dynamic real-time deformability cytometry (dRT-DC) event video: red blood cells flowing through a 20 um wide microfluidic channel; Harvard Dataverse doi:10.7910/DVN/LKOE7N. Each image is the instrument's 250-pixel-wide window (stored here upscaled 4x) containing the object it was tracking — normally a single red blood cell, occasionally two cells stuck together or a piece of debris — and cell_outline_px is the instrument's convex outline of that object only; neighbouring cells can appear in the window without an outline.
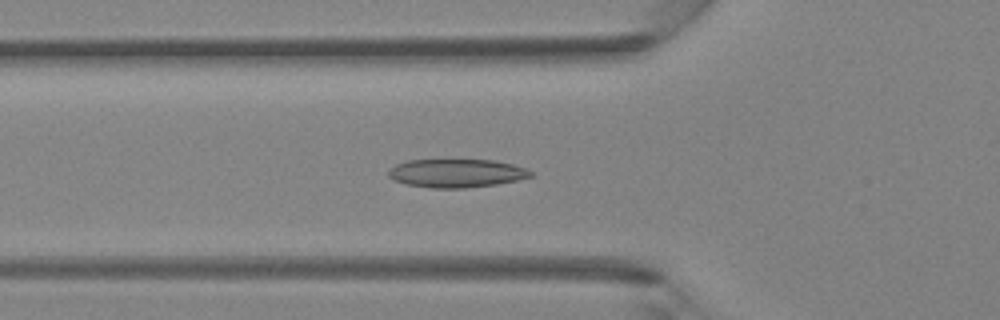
{"species": "Egyptian fruit bat (a non-hibernating species)", "species_latin": "Rousettus aegyptiacus", "temperature_condition": "room temperature", "stored_images_in_passage": 34, "camera_frame_rate_fps": 3000, "um_per_image_px": 0.085, "animal": {"sex": "female"}, "frame": {"image": 1, "passage_image": 7, "time_ms": 2.0, "image_size_px": [1000, 320], "cell_outline_px": [[532, 176], [516, 180], [496, 184], [464, 188], [432, 188], [408, 184], [396, 180], [388, 176], [388, 172], [396, 164], [408, 160], [496, 160], [512, 164], [524, 168], [532, 172]], "centroid_in_image_um": [38.81, 14.72], "position_along_channel_um": 87.0, "area_um2": 23.24}}
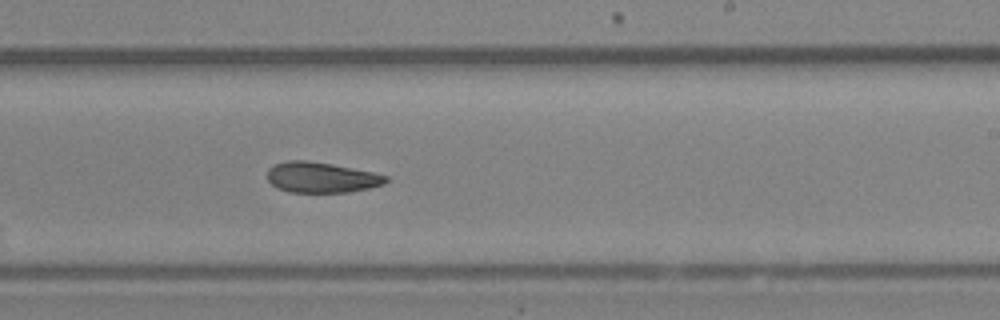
{"frame": {"image": 2, "passage_image": 18, "time_ms": 5.667, "image_size_px": [1000, 320], "cell_outline_px": [[388, 180], [384, 184], [368, 188], [348, 192], [288, 192], [276, 188], [268, 180], [268, 168], [272, 164], [288, 160], [308, 160], [332, 164], [372, 172], [388, 176]], "centroid_in_image_um": [27.27, 15.07], "position_along_channel_um": 261.7, "area_um2": 21.15}}
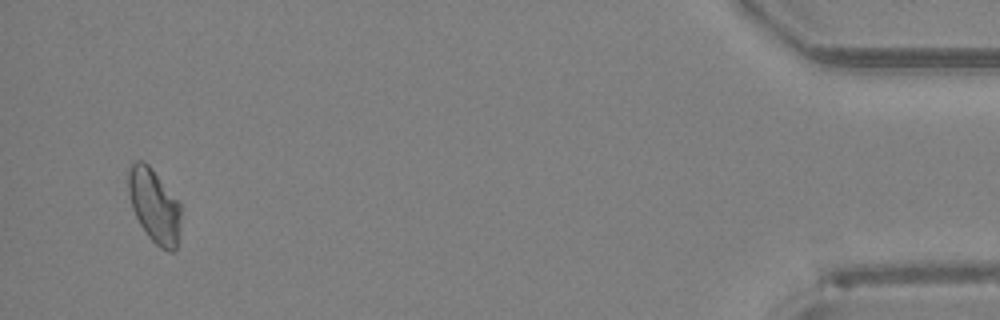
{"frame": {"image": 3, "passage_image": 33, "time_ms": 10.667, "image_size_px": [1000, 320], "cell_outline_px": [[180, 216], [176, 252], [168, 252], [160, 248], [148, 236], [140, 224], [132, 208], [128, 192], [128, 172], [132, 164], [136, 160], [144, 160], [148, 164], [180, 204]], "centroid_in_image_um": [13.1, 17.5], "position_along_channel_um": 422.1, "area_um2": 22.31}}